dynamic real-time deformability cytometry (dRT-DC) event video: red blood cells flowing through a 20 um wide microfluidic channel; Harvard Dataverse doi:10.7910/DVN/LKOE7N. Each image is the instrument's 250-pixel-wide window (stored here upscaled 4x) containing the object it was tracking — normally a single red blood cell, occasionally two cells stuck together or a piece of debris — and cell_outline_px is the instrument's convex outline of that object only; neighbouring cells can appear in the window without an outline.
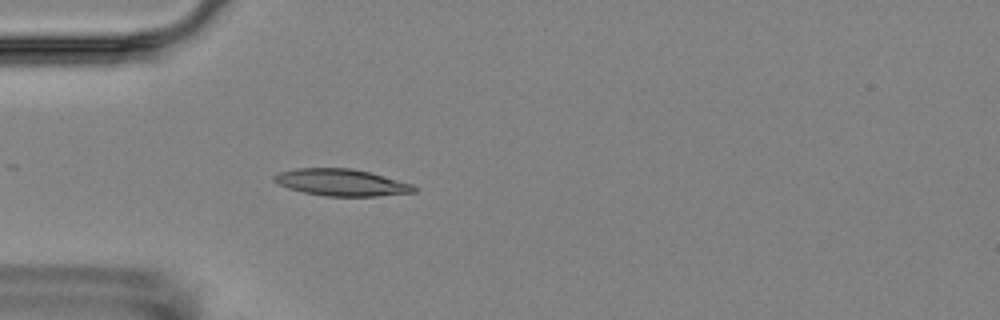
{"species": "Egyptian fruit bat (a non-hibernating species)", "species_latin": "Rousettus aegyptiacus", "temperature_condition": "room temperature", "stored_images_in_passage": 4, "camera_frame_rate_fps": 3000, "um_per_image_px": 0.085, "animal": {"sex": "female"}, "frame": {"image": 1, "passage_image": 4, "time_ms": 3.667, "image_size_px": [1000, 320], "cell_outline_px": [[416, 192], [376, 196], [324, 196], [304, 192], [288, 188], [276, 184], [272, 180], [272, 176], [280, 172], [296, 168], [352, 168], [372, 172], [412, 184], [416, 188]], "centroid_in_image_um": [28.99, 15.5], "position_along_channel_um": 56.0, "area_um2": 22.02}}